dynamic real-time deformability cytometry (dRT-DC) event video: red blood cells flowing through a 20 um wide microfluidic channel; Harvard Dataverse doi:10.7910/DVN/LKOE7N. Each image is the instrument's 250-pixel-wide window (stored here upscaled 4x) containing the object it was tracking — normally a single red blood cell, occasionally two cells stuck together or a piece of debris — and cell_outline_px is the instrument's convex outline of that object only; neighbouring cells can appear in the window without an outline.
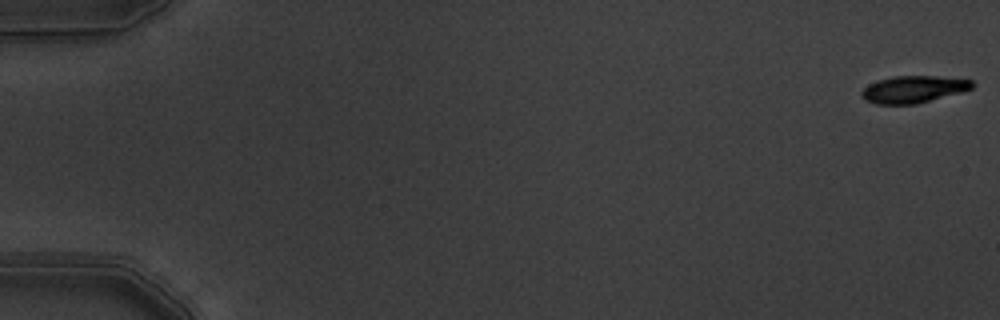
{"species": "common noctule bat (a hibernating species)", "species_latin": "Nyctalus noctula", "temperature_condition": "warm", "stored_images_in_passage": 3, "camera_frame_rate_fps": 3000, "um_per_image_px": 0.085, "animal": {"sex": "male", "body_mass_g": 19.5, "forearm_length_mm": 54.6}, "frame": {"image": 1, "passage_image": 1, "time_ms": 0.0, "image_size_px": [1000, 320], "cell_outline_px": [[972, 88], [960, 92], [916, 104], [876, 104], [864, 100], [860, 96], [860, 92], [868, 84], [892, 76], [936, 76], [972, 80]], "centroid_in_image_um": [77.57, 7.59], "position_along_channel_um": 7.4, "area_um2": 17.28}}